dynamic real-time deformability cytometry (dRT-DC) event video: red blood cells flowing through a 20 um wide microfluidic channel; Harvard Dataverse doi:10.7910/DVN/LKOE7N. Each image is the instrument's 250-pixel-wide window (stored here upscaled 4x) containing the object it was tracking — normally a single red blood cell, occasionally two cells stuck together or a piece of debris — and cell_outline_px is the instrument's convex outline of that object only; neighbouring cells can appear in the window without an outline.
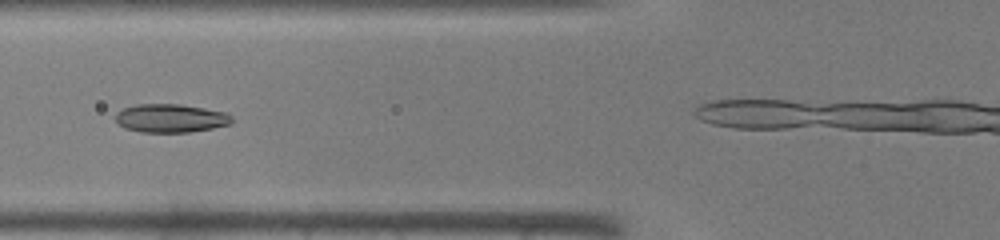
{"species": "common noctule bat (a hibernating species)", "species_latin": "Nyctalus noctula", "temperature_condition": "warm", "stored_images_in_passage": 29, "camera_frame_rate_fps": 3000, "um_per_image_px": 0.085, "animal": {"sex": "male", "body_mass_g": 19.0, "forearm_length_mm": 50.8}, "frame": {"image": 1, "passage_image": 10, "time_ms": 3.0, "image_size_px": [1000, 240], "cell_outline_px": [[232, 124], [212, 128], [188, 132], [140, 132], [124, 128], [116, 124], [116, 112], [124, 108], [136, 104], [180, 104], [204, 108], [224, 112], [232, 116]], "centroid_in_image_um": [14.48, 10.05], "position_along_channel_um": 111.3, "area_um2": 19.36}}
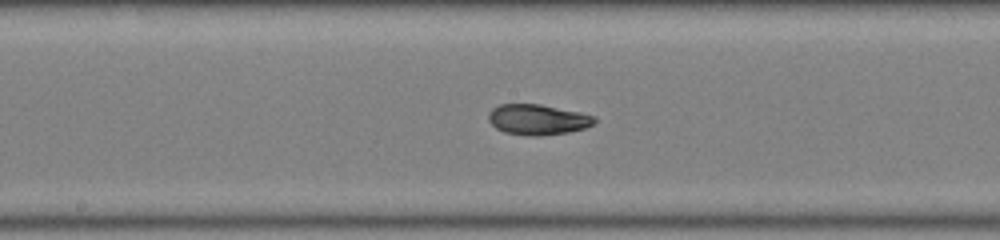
{"frame": {"image": 2, "passage_image": 16, "time_ms": 5.0, "image_size_px": [1000, 240], "cell_outline_px": [[596, 124], [584, 128], [568, 132], [540, 136], [532, 136], [504, 132], [496, 128], [488, 120], [488, 112], [492, 108], [500, 104], [540, 104], [580, 112], [596, 116]], "centroid_in_image_um": [45.71, 10.16], "position_along_channel_um": 202.5, "area_um2": 18.96}}
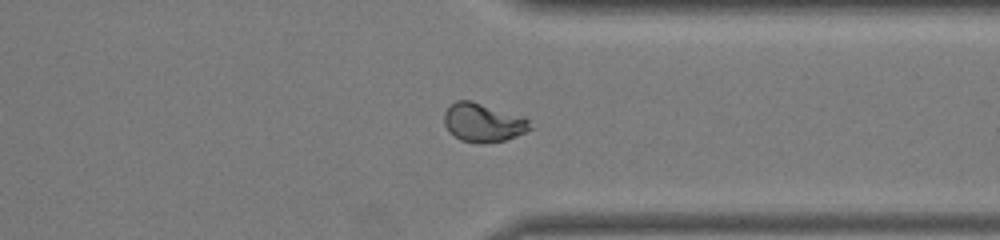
{"frame": {"image": 3, "passage_image": 27, "time_ms": 8.667, "image_size_px": [1000, 240], "cell_outline_px": [[532, 128], [516, 136], [504, 140], [484, 144], [480, 144], [460, 140], [448, 132], [444, 124], [444, 112], [456, 100], [472, 100], [524, 116], [528, 120]], "centroid_in_image_um": [41.05, 10.42], "position_along_channel_um": 370.4, "area_um2": 19.59}}